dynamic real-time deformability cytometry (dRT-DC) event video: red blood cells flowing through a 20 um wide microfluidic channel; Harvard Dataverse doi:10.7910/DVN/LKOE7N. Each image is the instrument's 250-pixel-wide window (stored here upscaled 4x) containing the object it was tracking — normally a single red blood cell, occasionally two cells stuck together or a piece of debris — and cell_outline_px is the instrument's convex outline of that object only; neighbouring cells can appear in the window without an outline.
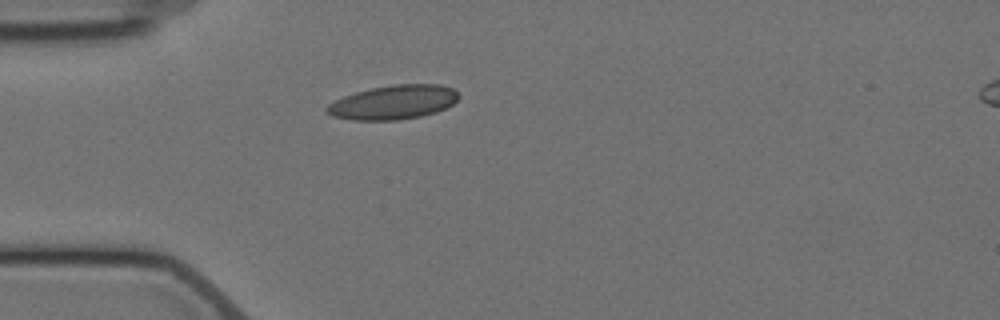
{"species": "Egyptian fruit bat (a non-hibernating species)", "species_latin": "Rousettus aegyptiacus", "temperature_condition": "cold", "stored_images_in_passage": 1, "camera_frame_rate_fps": 3000, "um_per_image_px": 0.085, "animal": {"sex": "female"}, "frame": {"image": 1, "passage_image": 1, "time_ms": 0.0, "image_size_px": [1000, 320], "cell_outline_px": [[460, 96], [452, 104], [436, 112], [420, 116], [396, 120], [352, 120], [332, 116], [324, 112], [324, 108], [328, 104], [344, 96], [356, 92], [372, 88], [392, 84], [440, 84], [452, 88]], "centroid_in_image_um": [33.4, 8.69], "position_along_channel_um": 51.6, "area_um2": 26.18}}